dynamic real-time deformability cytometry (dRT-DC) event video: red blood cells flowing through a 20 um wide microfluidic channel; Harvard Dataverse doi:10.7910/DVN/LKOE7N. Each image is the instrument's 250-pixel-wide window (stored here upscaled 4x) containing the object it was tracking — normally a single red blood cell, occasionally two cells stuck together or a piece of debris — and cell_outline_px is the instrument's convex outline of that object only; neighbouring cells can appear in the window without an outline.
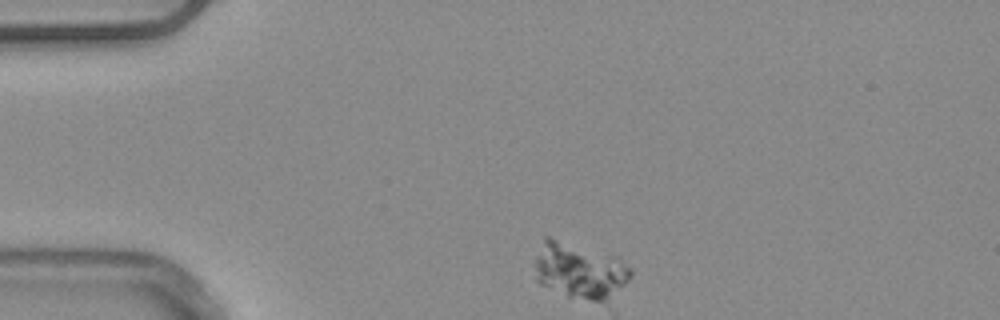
{"species": "common noctule bat (a hibernating species)", "species_latin": "Nyctalus noctula", "temperature_condition": "warm", "stored_images_in_passage": 44, "camera_frame_rate_fps": 3000, "um_per_image_px": 0.085, "animal": {"sex": "male", "body_mass_g": 20.4}, "frame": {"image": 1, "passage_image": 1, "time_ms": 0.0, "image_size_px": [1000, 320], "cell_outline_px": [[632, 276], [604, 304], [568, 296], [540, 284], [536, 280], [532, 264], [532, 260], [544, 236], [548, 236], [616, 256], [632, 272]], "centroid_in_image_um": [49.2, 22.99], "position_along_channel_um": 35.8, "area_um2": 31.67}}